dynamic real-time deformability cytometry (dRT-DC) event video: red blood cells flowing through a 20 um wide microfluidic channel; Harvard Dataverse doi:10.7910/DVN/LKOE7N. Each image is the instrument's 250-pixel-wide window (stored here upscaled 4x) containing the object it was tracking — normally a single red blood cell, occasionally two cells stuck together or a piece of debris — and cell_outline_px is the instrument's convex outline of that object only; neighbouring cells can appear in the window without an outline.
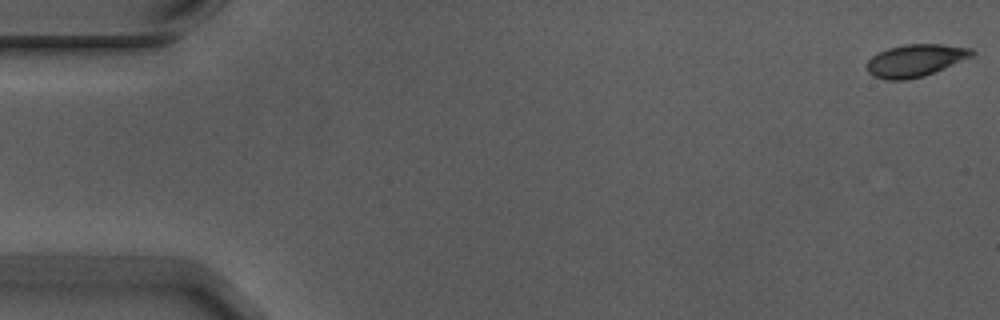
{"species": "Egyptian fruit bat (a non-hibernating species)", "species_latin": "Rousettus aegyptiacus", "temperature_condition": "warm", "stored_images_in_passage": 10, "camera_frame_rate_fps": 3000, "um_per_image_px": 0.085, "animal": {"sex": "male"}, "frame": {"image": 1, "passage_image": 1, "time_ms": 0.0, "image_size_px": [1000, 320], "cell_outline_px": [[976, 56], [924, 76], [904, 80], [888, 80], [872, 76], [868, 72], [868, 60], [872, 56], [888, 48], [908, 44], [940, 44], [972, 48], [976, 52]], "centroid_in_image_um": [77.87, 5.14], "position_along_channel_um": 7.1, "area_um2": 19.88}}
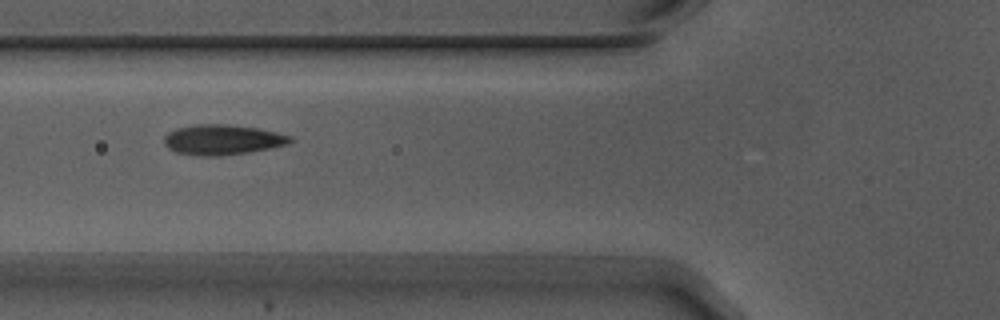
{"frame": {"image": 2, "passage_image": 6, "time_ms": 1.667, "image_size_px": [1000, 320], "cell_outline_px": [[292, 140], [288, 144], [248, 152], [220, 156], [204, 156], [176, 152], [168, 148], [164, 144], [164, 136], [168, 132], [176, 128], [196, 124], [228, 124], [256, 128], [276, 132], [292, 136]], "centroid_in_image_um": [18.88, 11.87], "position_along_channel_um": 106.9, "area_um2": 22.08}}
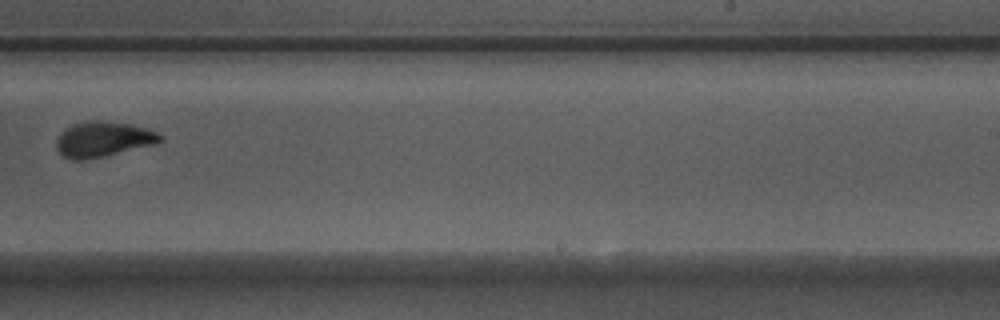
{"frame": {"image": 3, "passage_image": 10, "time_ms": 3.0, "image_size_px": [1000, 320], "cell_outline_px": [[164, 140], [152, 144], [104, 156], [84, 160], [72, 160], [64, 156], [56, 148], [56, 140], [60, 132], [64, 128], [72, 124], [88, 120], [128, 124], [144, 128], [156, 132], [164, 136]], "centroid_in_image_um": [8.71, 11.84], "position_along_channel_um": 280.3, "area_um2": 21.04}}